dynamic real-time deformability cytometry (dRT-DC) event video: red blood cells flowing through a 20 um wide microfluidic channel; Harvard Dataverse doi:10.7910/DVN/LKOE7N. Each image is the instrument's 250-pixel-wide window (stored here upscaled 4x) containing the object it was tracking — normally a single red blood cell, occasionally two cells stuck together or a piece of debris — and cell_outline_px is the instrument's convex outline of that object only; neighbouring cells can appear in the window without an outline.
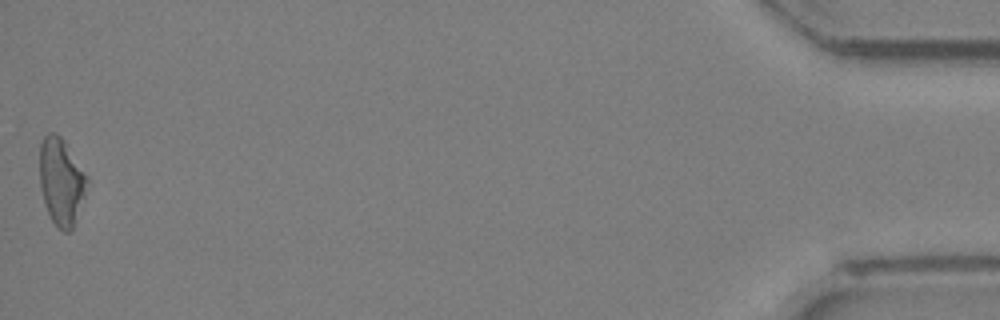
{"species": "Egyptian fruit bat (a non-hibernating species)", "species_latin": "Rousettus aegyptiacus", "temperature_condition": "room temperature", "stored_images_in_passage": 28, "camera_frame_rate_fps": 3000, "um_per_image_px": 0.085, "animal": {"sex": "female"}, "frame": {"image": 1, "passage_image": 28, "time_ms": 9.0, "image_size_px": [1000, 320], "cell_outline_px": [[88, 180], [84, 200], [72, 228], [68, 232], [64, 232], [52, 220], [48, 212], [40, 188], [40, 144], [44, 136], [48, 132], [56, 132], [64, 140], [88, 176]], "centroid_in_image_um": [5.22, 15.39], "position_along_channel_um": 430.0, "area_um2": 23.99}}